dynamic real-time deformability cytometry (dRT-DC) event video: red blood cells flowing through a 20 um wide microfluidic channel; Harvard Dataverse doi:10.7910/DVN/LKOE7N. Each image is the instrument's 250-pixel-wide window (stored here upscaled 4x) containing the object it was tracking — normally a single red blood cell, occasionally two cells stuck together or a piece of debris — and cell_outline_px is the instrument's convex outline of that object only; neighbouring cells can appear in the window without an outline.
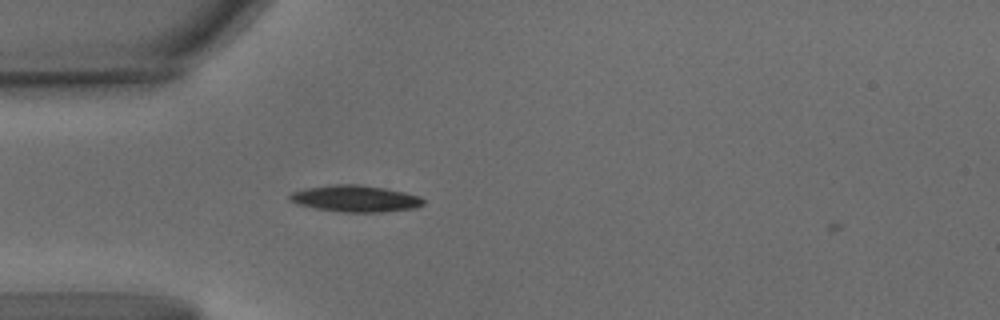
{"species": "common noctule bat (a hibernating species)", "species_latin": "Nyctalus noctula", "temperature_condition": "warm", "stored_images_in_passage": 3, "camera_frame_rate_fps": 3000, "um_per_image_px": 0.085, "animal": {"sex": "male", "body_mass_g": 15.6}, "frame": {"image": 1, "passage_image": 2, "time_ms": 0.333, "image_size_px": [1000, 320], "cell_outline_px": [[424, 204], [416, 208], [380, 212], [344, 212], [316, 208], [296, 204], [288, 196], [292, 192], [304, 188], [328, 184], [360, 184], [384, 188], [404, 192], [420, 196], [424, 200]], "centroid_in_image_um": [30.2, 16.87], "position_along_channel_um": 54.8, "area_um2": 20.75}}